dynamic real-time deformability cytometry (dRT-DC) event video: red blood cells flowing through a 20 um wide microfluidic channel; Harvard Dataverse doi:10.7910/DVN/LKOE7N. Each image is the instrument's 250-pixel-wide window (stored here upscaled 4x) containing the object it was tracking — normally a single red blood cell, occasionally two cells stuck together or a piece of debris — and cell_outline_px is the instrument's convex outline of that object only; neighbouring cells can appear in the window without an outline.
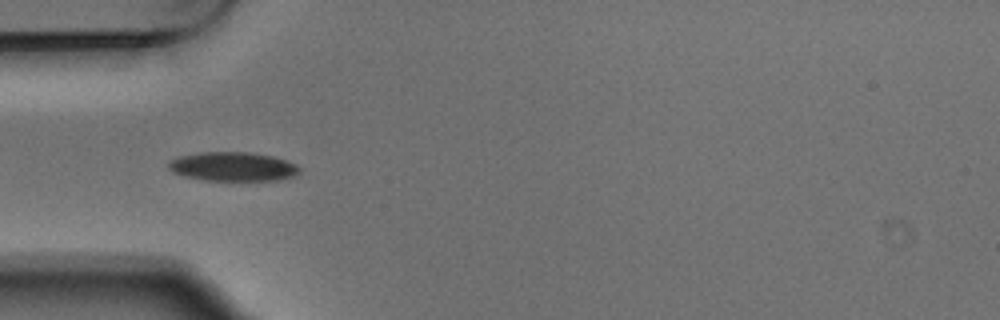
{"species": "Egyptian fruit bat (a non-hibernating species)", "species_latin": "Rousettus aegyptiacus", "temperature_condition": "warm", "stored_images_in_passage": 6, "camera_frame_rate_fps": 3000, "um_per_image_px": 0.085, "animal": {"sex": "male"}, "frame": {"image": 1, "passage_image": 5, "time_ms": 1.333, "image_size_px": [1000, 320], "cell_outline_px": [[300, 172], [296, 176], [280, 180], [204, 180], [184, 176], [172, 172], [168, 168], [168, 160], [180, 156], [200, 152], [248, 152], [272, 156], [296, 164], [300, 168]], "centroid_in_image_um": [19.79, 14.16], "position_along_channel_um": 65.2, "area_um2": 22.25}}
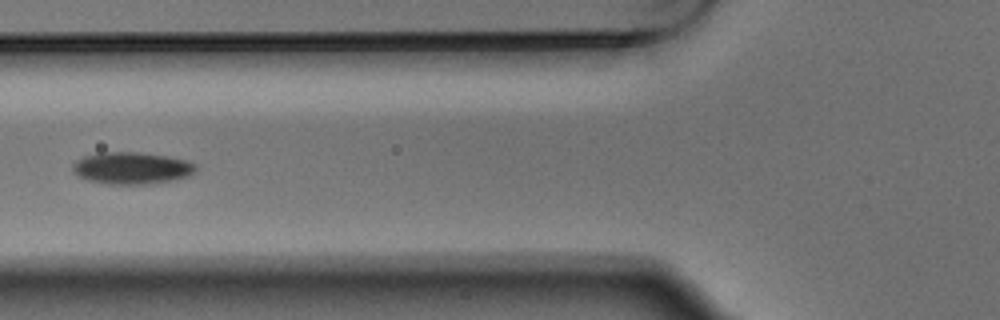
{"frame": {"image": 2, "passage_image": 6, "time_ms": 1.667, "image_size_px": [1000, 320], "cell_outline_px": [[196, 172], [188, 176], [148, 184], [108, 184], [88, 180], [72, 172], [72, 164], [76, 160], [84, 156], [100, 152], [140, 152], [168, 156], [188, 160], [196, 164]], "centroid_in_image_um": [11.19, 14.27], "position_along_channel_um": 114.6, "area_um2": 23.0}}